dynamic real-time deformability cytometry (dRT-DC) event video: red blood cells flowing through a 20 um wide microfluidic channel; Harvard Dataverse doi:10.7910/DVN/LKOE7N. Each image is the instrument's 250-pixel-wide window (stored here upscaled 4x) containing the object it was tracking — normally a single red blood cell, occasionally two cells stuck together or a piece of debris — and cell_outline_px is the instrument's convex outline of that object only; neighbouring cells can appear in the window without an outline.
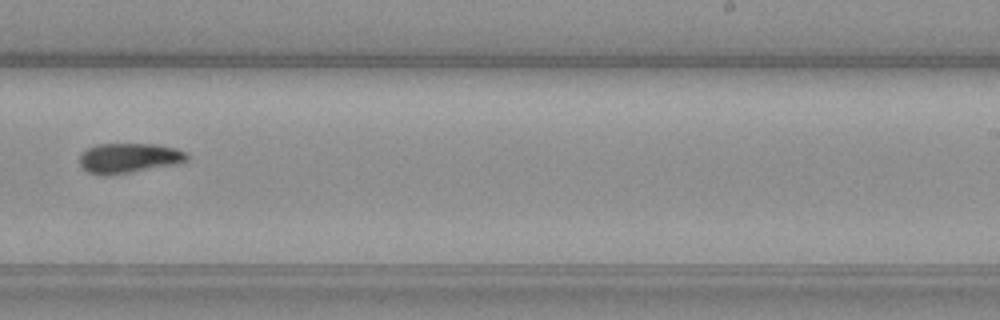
{"species": "common noctule bat (a hibernating species)", "species_latin": "Nyctalus noctula", "temperature_condition": "warm", "stored_images_in_passage": 13, "camera_frame_rate_fps": 3000, "um_per_image_px": 0.085, "animal": {"sex": "female", "body_mass_g": 19.3, "forearm_length_mm": 54.1}, "frame": {"image": 1, "passage_image": 8, "time_ms": 9.333, "image_size_px": [1000, 320], "cell_outline_px": [[188, 160], [176, 164], [108, 176], [100, 176], [88, 172], [80, 164], [80, 156], [88, 148], [96, 144], [156, 144], [176, 148], [184, 152], [188, 156]], "centroid_in_image_um": [10.94, 13.44], "position_along_channel_um": 278.1, "area_um2": 18.67}}
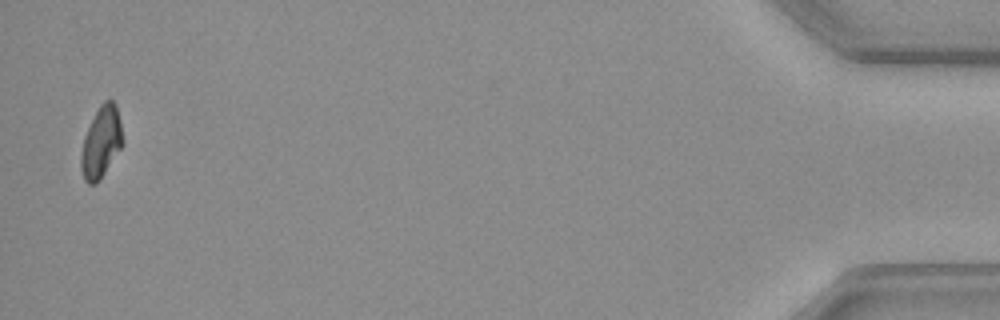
{"frame": {"image": 2, "passage_image": 13, "time_ms": 16.333, "image_size_px": [1000, 320], "cell_outline_px": [[124, 144], [100, 180], [96, 184], [88, 184], [84, 180], [80, 168], [80, 156], [84, 136], [100, 104], [104, 100], [112, 100], [116, 104], [120, 120], [124, 140]], "centroid_in_image_um": [8.61, 12.12], "position_along_channel_um": 426.6, "area_um2": 17.51}, "authors_computed_cell_mechanics": {"area_um2": 18.6694, "velocity_mm_per_s": 3.4913, "shape_relaxation_time_tau1_ms": 8.1026, "shape_relaxation_time_tau2_ms": 3.6866, "deformation_change_tau1": 0.1943, "deformation_change_tau2": 0.0815}}